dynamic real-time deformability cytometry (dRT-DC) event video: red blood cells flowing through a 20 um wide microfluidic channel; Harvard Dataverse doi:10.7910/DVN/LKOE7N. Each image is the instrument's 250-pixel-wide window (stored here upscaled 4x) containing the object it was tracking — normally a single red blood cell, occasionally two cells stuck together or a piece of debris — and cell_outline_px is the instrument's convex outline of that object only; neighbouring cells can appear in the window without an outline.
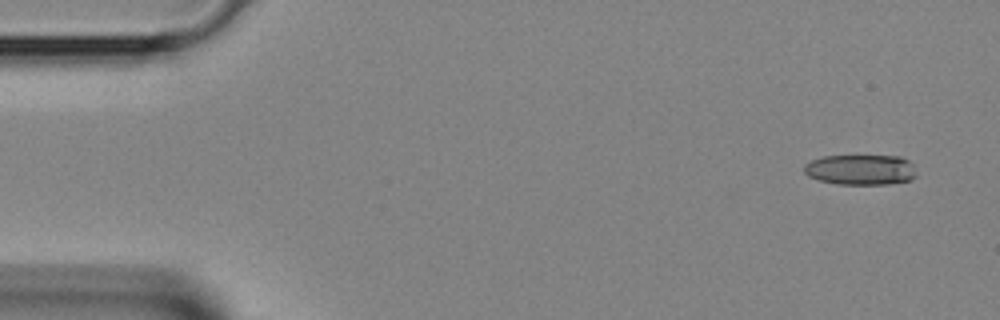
{"species": "Egyptian fruit bat (a non-hibernating species)", "species_latin": "Rousettus aegyptiacus", "temperature_condition": "room temperature", "stored_images_in_passage": 4, "segment_of_instrument_passage": [1, 2], "camera_frame_rate_fps": 3000, "um_per_image_px": 0.085, "animal": {"sex": "female"}, "frame": {"image": 1, "passage_image": 1, "time_ms": 0.0, "image_size_px": [1000, 320], "cell_outline_px": [[916, 176], [912, 180], [888, 184], [836, 184], [820, 180], [808, 176], [804, 172], [804, 164], [812, 160], [824, 156], [900, 156], [908, 160], [912, 164]], "centroid_in_image_um": [73.16, 14.43], "position_along_channel_um": 11.8, "area_um2": 19.88}}